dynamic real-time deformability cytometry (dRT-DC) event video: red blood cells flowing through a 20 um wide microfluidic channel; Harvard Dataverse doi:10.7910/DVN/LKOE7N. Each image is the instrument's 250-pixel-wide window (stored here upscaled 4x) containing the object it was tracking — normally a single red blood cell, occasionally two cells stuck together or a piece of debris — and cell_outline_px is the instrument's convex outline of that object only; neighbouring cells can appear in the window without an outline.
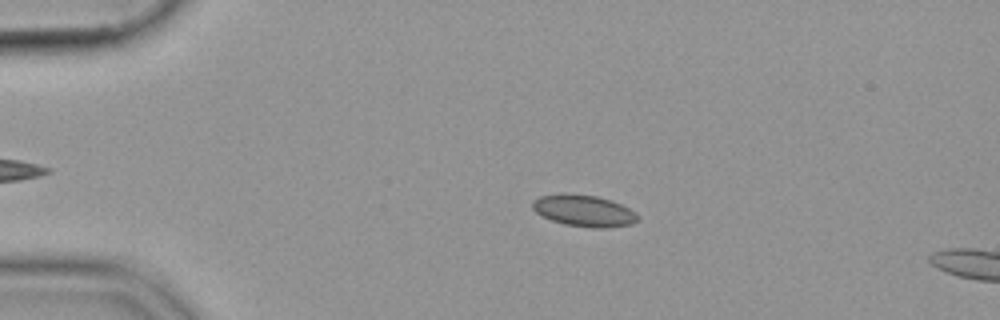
{"species": "common noctule bat (a hibernating species)", "species_latin": "Nyctalus noctula", "temperature_condition": "cold", "stored_images_in_passage": 55, "camera_frame_rate_fps": 3000, "um_per_image_px": 0.085, "animal": {"sex": "female", "body_mass_g": 19.9}, "frame": {"image": 1, "passage_image": 12, "time_ms": 3.667, "image_size_px": [1000, 320], "cell_outline_px": [[640, 216], [632, 224], [608, 228], [592, 228], [564, 224], [552, 220], [536, 212], [532, 208], [532, 200], [540, 196], [564, 192], [568, 192], [596, 196], [612, 200], [636, 212]], "centroid_in_image_um": [49.63, 17.9], "position_along_channel_um": 35.4, "area_um2": 19.59}}
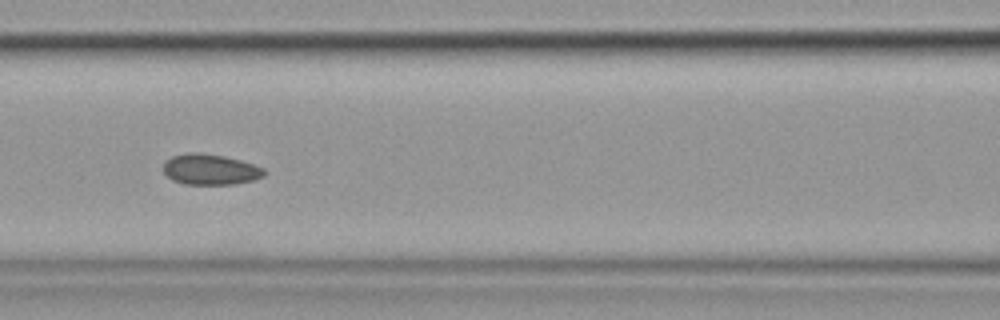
{"frame": {"image": 2, "passage_image": 25, "time_ms": 8.0, "image_size_px": [1000, 320], "cell_outline_px": [[268, 172], [264, 176], [252, 180], [236, 184], [184, 184], [172, 180], [164, 172], [164, 160], [172, 156], [188, 152], [200, 152], [224, 156], [240, 160], [264, 168]], "centroid_in_image_um": [17.87, 14.4], "position_along_channel_um": 148.7, "area_um2": 18.15}}
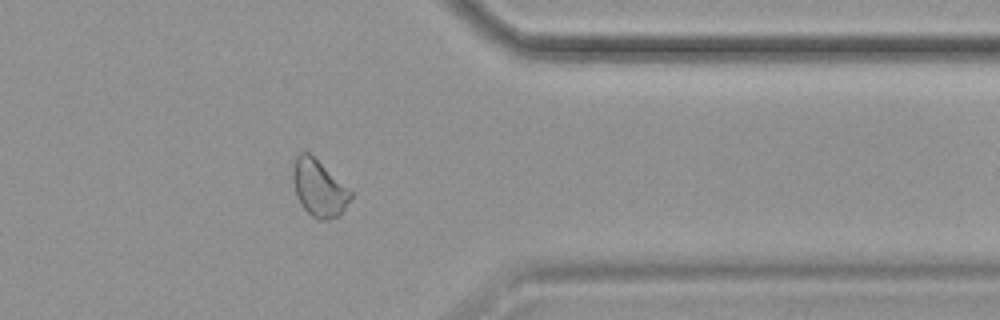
{"frame": {"image": 3, "passage_image": 45, "time_ms": 14.667, "image_size_px": [1000, 320], "cell_outline_px": [[352, 196], [340, 216], [328, 220], [316, 220], [300, 204], [296, 196], [292, 180], [292, 168], [296, 156], [300, 152], [308, 152], [348, 188], [352, 192]], "centroid_in_image_um": [27.08, 16.02], "position_along_channel_um": 384.3, "area_um2": 19.02}}